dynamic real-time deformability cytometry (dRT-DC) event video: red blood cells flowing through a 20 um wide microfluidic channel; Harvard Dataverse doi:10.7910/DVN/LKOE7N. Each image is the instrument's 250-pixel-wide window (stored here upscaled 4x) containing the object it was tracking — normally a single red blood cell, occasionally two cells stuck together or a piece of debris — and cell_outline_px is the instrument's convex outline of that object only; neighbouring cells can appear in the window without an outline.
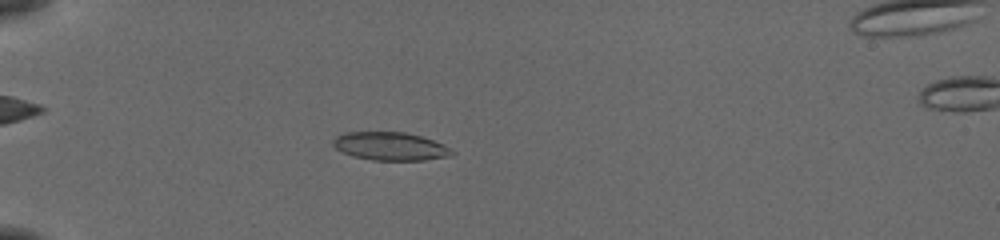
{"species": "common noctule bat (a hibernating species)", "species_latin": "Nyctalus noctula", "temperature_condition": "cold", "stored_images_in_passage": 52, "camera_frame_rate_fps": 3000, "um_per_image_px": 0.085, "animal": {"sex": "female", "body_mass_g": 19.5, "forearm_length_mm": 54.1}, "frame": {"image": 1, "passage_image": 15, "time_ms": 4.667, "image_size_px": [1000, 240], "cell_outline_px": [[456, 152], [452, 156], [424, 160], [372, 160], [352, 156], [336, 148], [332, 144], [332, 140], [336, 136], [344, 132], [404, 132], [420, 136], [444, 144]], "centroid_in_image_um": [33.19, 12.43], "position_along_channel_um": 51.8, "area_um2": 19.59}}
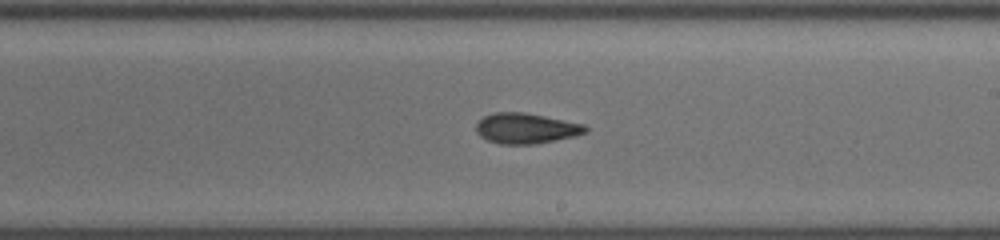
{"frame": {"image": 2, "passage_image": 32, "time_ms": 10.333, "image_size_px": [1000, 240], "cell_outline_px": [[588, 132], [576, 136], [536, 144], [500, 144], [488, 140], [480, 136], [476, 132], [476, 124], [484, 116], [492, 112], [524, 112], [584, 124], [588, 128]], "centroid_in_image_um": [44.72, 10.91], "position_along_channel_um": 244.3, "area_um2": 19.48}}
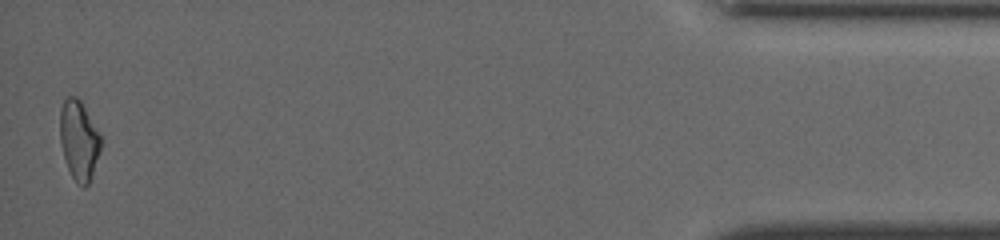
{"frame": {"image": 3, "passage_image": 52, "time_ms": 17.0, "image_size_px": [1000, 240], "cell_outline_px": [[100, 152], [92, 176], [88, 184], [84, 188], [76, 184], [68, 168], [60, 144], [60, 108], [64, 100], [68, 96], [76, 96], [80, 100], [100, 136]], "centroid_in_image_um": [6.69, 11.95], "position_along_channel_um": 428.5, "area_um2": 18.73}, "authors_computed_cell_mechanics": {"area_um2": 19.5364, "velocity_mm_per_s": 3.8658, "shape_relaxation_time_tau1_ms": 6.1449, "shape_relaxation_time_tau2_ms": 3.3194, "deformation_change_tau1": 0.1491, "deformation_change_tau2": 0.0972}}